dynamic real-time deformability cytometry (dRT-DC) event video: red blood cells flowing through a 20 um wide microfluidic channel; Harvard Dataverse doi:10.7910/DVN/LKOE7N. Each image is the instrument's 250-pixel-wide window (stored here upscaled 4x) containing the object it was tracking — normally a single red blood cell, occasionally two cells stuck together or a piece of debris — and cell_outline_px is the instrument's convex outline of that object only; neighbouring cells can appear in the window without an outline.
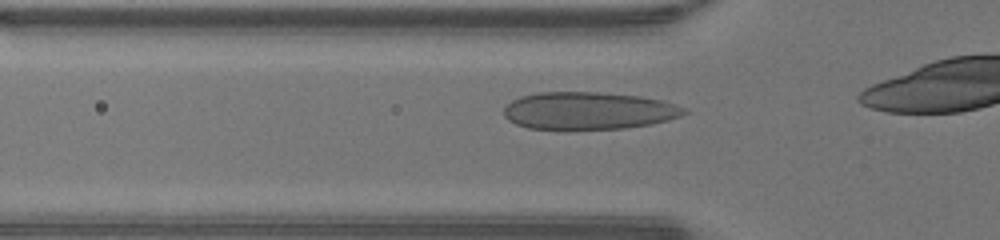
{"species": "human", "species_latin": "Homo sapiens", "temperature_condition": "warm", "stored_images_in_passage": 10, "camera_frame_rate_fps": 3000, "um_per_image_px": 0.085, "donor": {"sex": "male"}, "frame": {"image": 1, "passage_image": 5, "time_ms": 1.333, "image_size_px": [1000, 240], "cell_outline_px": [[688, 112], [680, 116], [668, 120], [652, 124], [624, 128], [568, 132], [528, 128], [516, 124], [508, 120], [504, 116], [504, 108], [512, 100], [520, 96], [540, 92], [596, 92], [640, 96], [664, 100], [676, 104], [684, 108]], "centroid_in_image_um": [50.0, 9.45], "position_along_channel_um": 75.8, "area_um2": 40.46}}
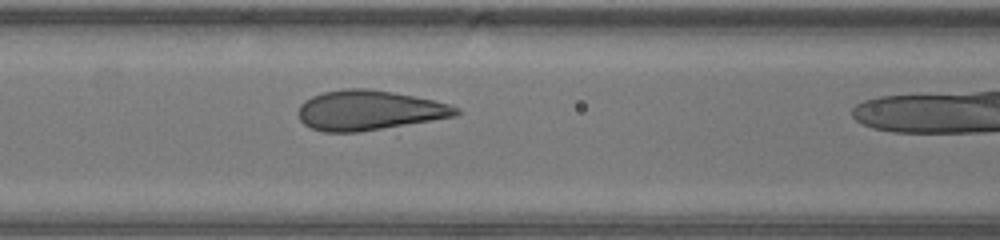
{"frame": {"image": 2, "passage_image": 9, "time_ms": 2.667, "image_size_px": [1000, 240], "cell_outline_px": [[460, 112], [456, 116], [432, 120], [356, 132], [324, 132], [312, 128], [304, 124], [300, 120], [296, 112], [300, 104], [304, 100], [312, 96], [324, 92], [344, 88], [364, 88], [392, 92], [452, 104], [460, 108]], "centroid_in_image_um": [31.34, 9.37], "position_along_channel_um": 135.3, "area_um2": 36.47}}